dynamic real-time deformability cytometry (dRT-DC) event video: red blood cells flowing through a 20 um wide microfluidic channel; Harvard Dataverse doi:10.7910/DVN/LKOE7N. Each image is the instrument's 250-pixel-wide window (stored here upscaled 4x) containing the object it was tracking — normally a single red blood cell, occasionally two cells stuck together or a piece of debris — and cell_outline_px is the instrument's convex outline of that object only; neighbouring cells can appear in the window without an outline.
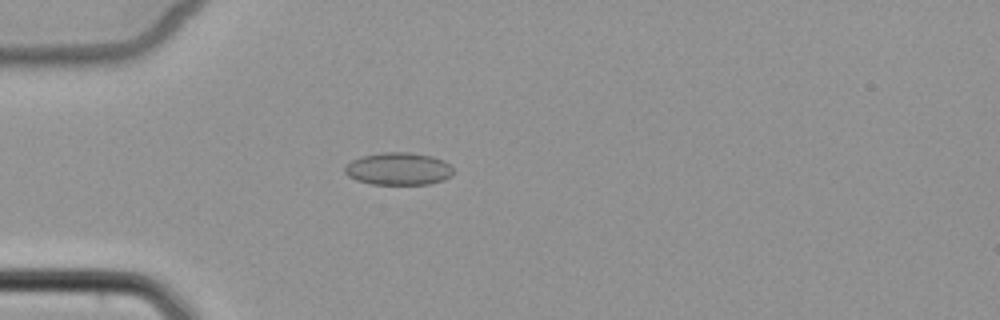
{"species": "common noctule bat (a hibernating species)", "species_latin": "Nyctalus noctula", "temperature_condition": "cold", "stored_images_in_passage": 6, "camera_frame_rate_fps": 3000, "um_per_image_px": 0.085, "animal": {"sex": "female", "body_mass_g": 22.7, "forearm_length_mm": 54.2}, "frame": {"image": 1, "passage_image": 5, "time_ms": 5.0, "image_size_px": [1000, 320], "cell_outline_px": [[452, 176], [444, 180], [428, 184], [372, 184], [356, 180], [348, 176], [344, 172], [344, 168], [352, 160], [360, 156], [384, 152], [408, 152], [432, 156], [444, 160], [452, 168]], "centroid_in_image_um": [33.86, 14.35], "position_along_channel_um": 51.1, "area_um2": 20.58}}